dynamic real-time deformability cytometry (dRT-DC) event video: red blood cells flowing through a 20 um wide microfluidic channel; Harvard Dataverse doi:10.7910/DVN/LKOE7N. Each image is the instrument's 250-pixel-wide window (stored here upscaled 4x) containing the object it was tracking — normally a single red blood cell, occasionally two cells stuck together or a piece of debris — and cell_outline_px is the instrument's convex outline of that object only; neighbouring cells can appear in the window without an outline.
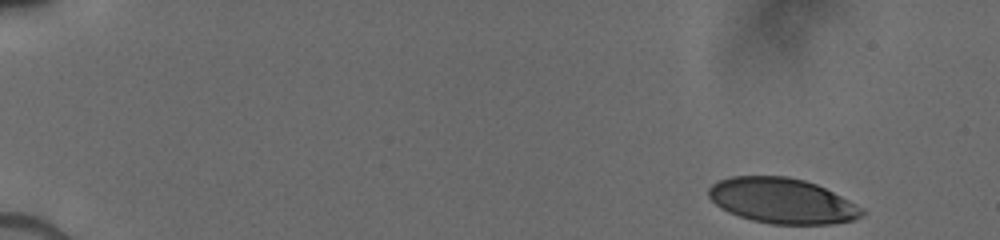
{"species": "human", "species_latin": "Homo sapiens", "temperature_condition": "cold", "stored_images_in_passage": 31, "camera_frame_rate_fps": 3000, "um_per_image_px": 0.085, "donor": {"sex": "male"}, "frame": {"image": 1, "passage_image": 1, "time_ms": 0.0, "image_size_px": [1000, 240], "cell_outline_px": [[864, 216], [852, 220], [832, 224], [772, 224], [752, 220], [728, 212], [720, 208], [708, 196], [708, 188], [712, 184], [720, 180], [732, 176], [788, 176], [804, 180], [816, 184], [848, 200], [860, 208], [864, 212]], "centroid_in_image_um": [66.45, 17.07], "position_along_channel_um": 18.6, "area_um2": 40.23}}
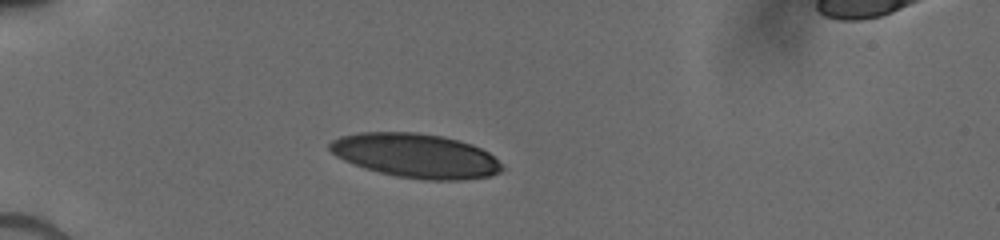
{"frame": {"image": 2, "passage_image": 26, "time_ms": 3.667, "image_size_px": [1000, 240], "cell_outline_px": [[504, 168], [500, 172], [488, 176], [460, 180], [424, 180], [396, 176], [364, 168], [352, 164], [336, 156], [328, 148], [328, 144], [332, 140], [340, 136], [360, 132], [416, 132], [440, 136], [472, 144], [488, 152]], "centroid_in_image_um": [35.3, 13.23], "position_along_channel_um": 49.7, "area_um2": 44.22}}